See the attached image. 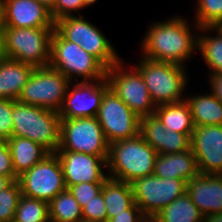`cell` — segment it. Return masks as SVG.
<instances>
[{
	"label": "cell",
	"mask_w": 222,
	"mask_h": 222,
	"mask_svg": "<svg viewBox=\"0 0 222 222\" xmlns=\"http://www.w3.org/2000/svg\"><path fill=\"white\" fill-rule=\"evenodd\" d=\"M173 16V17H172ZM165 21L150 24L140 42L141 56L160 62L186 65L197 51L200 27L186 17L172 15ZM191 22H193L191 24ZM196 34L194 35L193 29Z\"/></svg>",
	"instance_id": "cell-1"
},
{
	"label": "cell",
	"mask_w": 222,
	"mask_h": 222,
	"mask_svg": "<svg viewBox=\"0 0 222 222\" xmlns=\"http://www.w3.org/2000/svg\"><path fill=\"white\" fill-rule=\"evenodd\" d=\"M158 153L138 134L109 144L108 177L131 183L154 173Z\"/></svg>",
	"instance_id": "cell-2"
},
{
	"label": "cell",
	"mask_w": 222,
	"mask_h": 222,
	"mask_svg": "<svg viewBox=\"0 0 222 222\" xmlns=\"http://www.w3.org/2000/svg\"><path fill=\"white\" fill-rule=\"evenodd\" d=\"M12 137L33 140L49 153L60 146L61 117L57 111L13 101Z\"/></svg>",
	"instance_id": "cell-3"
},
{
	"label": "cell",
	"mask_w": 222,
	"mask_h": 222,
	"mask_svg": "<svg viewBox=\"0 0 222 222\" xmlns=\"http://www.w3.org/2000/svg\"><path fill=\"white\" fill-rule=\"evenodd\" d=\"M49 66L60 71L71 82L106 79L107 68L96 57L80 45L65 40L55 29L51 37Z\"/></svg>",
	"instance_id": "cell-4"
},
{
	"label": "cell",
	"mask_w": 222,
	"mask_h": 222,
	"mask_svg": "<svg viewBox=\"0 0 222 222\" xmlns=\"http://www.w3.org/2000/svg\"><path fill=\"white\" fill-rule=\"evenodd\" d=\"M134 65L143 76L156 106L185 99L186 96L183 94L189 84L185 66L171 62L152 61L141 56L138 63Z\"/></svg>",
	"instance_id": "cell-5"
},
{
	"label": "cell",
	"mask_w": 222,
	"mask_h": 222,
	"mask_svg": "<svg viewBox=\"0 0 222 222\" xmlns=\"http://www.w3.org/2000/svg\"><path fill=\"white\" fill-rule=\"evenodd\" d=\"M54 29L2 27L4 57L19 60L34 68L49 66Z\"/></svg>",
	"instance_id": "cell-6"
},
{
	"label": "cell",
	"mask_w": 222,
	"mask_h": 222,
	"mask_svg": "<svg viewBox=\"0 0 222 222\" xmlns=\"http://www.w3.org/2000/svg\"><path fill=\"white\" fill-rule=\"evenodd\" d=\"M83 15L65 16L55 21V30L96 57L107 69L122 60L106 35Z\"/></svg>",
	"instance_id": "cell-7"
},
{
	"label": "cell",
	"mask_w": 222,
	"mask_h": 222,
	"mask_svg": "<svg viewBox=\"0 0 222 222\" xmlns=\"http://www.w3.org/2000/svg\"><path fill=\"white\" fill-rule=\"evenodd\" d=\"M133 67V68H132ZM131 68V69H130ZM109 88L139 117L154 115V104L143 76L120 60L106 71Z\"/></svg>",
	"instance_id": "cell-8"
},
{
	"label": "cell",
	"mask_w": 222,
	"mask_h": 222,
	"mask_svg": "<svg viewBox=\"0 0 222 222\" xmlns=\"http://www.w3.org/2000/svg\"><path fill=\"white\" fill-rule=\"evenodd\" d=\"M70 82L50 66L34 68L17 101L59 112Z\"/></svg>",
	"instance_id": "cell-9"
},
{
	"label": "cell",
	"mask_w": 222,
	"mask_h": 222,
	"mask_svg": "<svg viewBox=\"0 0 222 222\" xmlns=\"http://www.w3.org/2000/svg\"><path fill=\"white\" fill-rule=\"evenodd\" d=\"M134 202L150 221L159 211L186 192L187 182L179 178H160L155 174L130 183Z\"/></svg>",
	"instance_id": "cell-10"
},
{
	"label": "cell",
	"mask_w": 222,
	"mask_h": 222,
	"mask_svg": "<svg viewBox=\"0 0 222 222\" xmlns=\"http://www.w3.org/2000/svg\"><path fill=\"white\" fill-rule=\"evenodd\" d=\"M109 144L96 117L61 119L58 150L108 156Z\"/></svg>",
	"instance_id": "cell-11"
},
{
	"label": "cell",
	"mask_w": 222,
	"mask_h": 222,
	"mask_svg": "<svg viewBox=\"0 0 222 222\" xmlns=\"http://www.w3.org/2000/svg\"><path fill=\"white\" fill-rule=\"evenodd\" d=\"M17 181L22 195L48 203L67 189L62 166L55 153L48 154L42 161L23 172Z\"/></svg>",
	"instance_id": "cell-12"
},
{
	"label": "cell",
	"mask_w": 222,
	"mask_h": 222,
	"mask_svg": "<svg viewBox=\"0 0 222 222\" xmlns=\"http://www.w3.org/2000/svg\"><path fill=\"white\" fill-rule=\"evenodd\" d=\"M96 118L108 144L139 134L140 118L110 88L102 97Z\"/></svg>",
	"instance_id": "cell-13"
},
{
	"label": "cell",
	"mask_w": 222,
	"mask_h": 222,
	"mask_svg": "<svg viewBox=\"0 0 222 222\" xmlns=\"http://www.w3.org/2000/svg\"><path fill=\"white\" fill-rule=\"evenodd\" d=\"M109 88L106 79L70 82L58 112L61 119L96 117L102 97Z\"/></svg>",
	"instance_id": "cell-14"
},
{
	"label": "cell",
	"mask_w": 222,
	"mask_h": 222,
	"mask_svg": "<svg viewBox=\"0 0 222 222\" xmlns=\"http://www.w3.org/2000/svg\"><path fill=\"white\" fill-rule=\"evenodd\" d=\"M55 154L62 166L66 188L83 182H104L108 178V156H92L66 150H57Z\"/></svg>",
	"instance_id": "cell-15"
},
{
	"label": "cell",
	"mask_w": 222,
	"mask_h": 222,
	"mask_svg": "<svg viewBox=\"0 0 222 222\" xmlns=\"http://www.w3.org/2000/svg\"><path fill=\"white\" fill-rule=\"evenodd\" d=\"M191 149L199 173L222 174V125L194 127Z\"/></svg>",
	"instance_id": "cell-16"
},
{
	"label": "cell",
	"mask_w": 222,
	"mask_h": 222,
	"mask_svg": "<svg viewBox=\"0 0 222 222\" xmlns=\"http://www.w3.org/2000/svg\"><path fill=\"white\" fill-rule=\"evenodd\" d=\"M2 27H55L50 9L36 0H2Z\"/></svg>",
	"instance_id": "cell-17"
},
{
	"label": "cell",
	"mask_w": 222,
	"mask_h": 222,
	"mask_svg": "<svg viewBox=\"0 0 222 222\" xmlns=\"http://www.w3.org/2000/svg\"><path fill=\"white\" fill-rule=\"evenodd\" d=\"M139 134L158 154L180 153L191 149L192 134L167 131L155 115L140 118Z\"/></svg>",
	"instance_id": "cell-18"
},
{
	"label": "cell",
	"mask_w": 222,
	"mask_h": 222,
	"mask_svg": "<svg viewBox=\"0 0 222 222\" xmlns=\"http://www.w3.org/2000/svg\"><path fill=\"white\" fill-rule=\"evenodd\" d=\"M186 193L204 216L222 213V174L199 173L187 182Z\"/></svg>",
	"instance_id": "cell-19"
},
{
	"label": "cell",
	"mask_w": 222,
	"mask_h": 222,
	"mask_svg": "<svg viewBox=\"0 0 222 222\" xmlns=\"http://www.w3.org/2000/svg\"><path fill=\"white\" fill-rule=\"evenodd\" d=\"M160 178H179L186 182L199 174L192 149L180 153L158 154L154 173Z\"/></svg>",
	"instance_id": "cell-20"
},
{
	"label": "cell",
	"mask_w": 222,
	"mask_h": 222,
	"mask_svg": "<svg viewBox=\"0 0 222 222\" xmlns=\"http://www.w3.org/2000/svg\"><path fill=\"white\" fill-rule=\"evenodd\" d=\"M34 67L8 57L0 59V99L17 100Z\"/></svg>",
	"instance_id": "cell-21"
},
{
	"label": "cell",
	"mask_w": 222,
	"mask_h": 222,
	"mask_svg": "<svg viewBox=\"0 0 222 222\" xmlns=\"http://www.w3.org/2000/svg\"><path fill=\"white\" fill-rule=\"evenodd\" d=\"M6 141L11 153L13 169L17 176L50 154L45 148L30 139L11 137Z\"/></svg>",
	"instance_id": "cell-22"
},
{
	"label": "cell",
	"mask_w": 222,
	"mask_h": 222,
	"mask_svg": "<svg viewBox=\"0 0 222 222\" xmlns=\"http://www.w3.org/2000/svg\"><path fill=\"white\" fill-rule=\"evenodd\" d=\"M154 115L162 122L167 131L192 134L194 124L190 106L186 99L157 105Z\"/></svg>",
	"instance_id": "cell-23"
},
{
	"label": "cell",
	"mask_w": 222,
	"mask_h": 222,
	"mask_svg": "<svg viewBox=\"0 0 222 222\" xmlns=\"http://www.w3.org/2000/svg\"><path fill=\"white\" fill-rule=\"evenodd\" d=\"M195 127L222 125V103L210 92L192 97L185 93Z\"/></svg>",
	"instance_id": "cell-24"
},
{
	"label": "cell",
	"mask_w": 222,
	"mask_h": 222,
	"mask_svg": "<svg viewBox=\"0 0 222 222\" xmlns=\"http://www.w3.org/2000/svg\"><path fill=\"white\" fill-rule=\"evenodd\" d=\"M199 32L197 51L201 54L206 66L208 65L209 75L222 73V26L200 27ZM213 32L216 33L214 36Z\"/></svg>",
	"instance_id": "cell-25"
},
{
	"label": "cell",
	"mask_w": 222,
	"mask_h": 222,
	"mask_svg": "<svg viewBox=\"0 0 222 222\" xmlns=\"http://www.w3.org/2000/svg\"><path fill=\"white\" fill-rule=\"evenodd\" d=\"M101 192L107 211V221L123 213L134 203L132 188L127 182L108 177L103 183Z\"/></svg>",
	"instance_id": "cell-26"
},
{
	"label": "cell",
	"mask_w": 222,
	"mask_h": 222,
	"mask_svg": "<svg viewBox=\"0 0 222 222\" xmlns=\"http://www.w3.org/2000/svg\"><path fill=\"white\" fill-rule=\"evenodd\" d=\"M204 215L185 192L159 211L150 222H203Z\"/></svg>",
	"instance_id": "cell-27"
},
{
	"label": "cell",
	"mask_w": 222,
	"mask_h": 222,
	"mask_svg": "<svg viewBox=\"0 0 222 222\" xmlns=\"http://www.w3.org/2000/svg\"><path fill=\"white\" fill-rule=\"evenodd\" d=\"M48 209L51 222H83L82 208L68 189L57 194Z\"/></svg>",
	"instance_id": "cell-28"
},
{
	"label": "cell",
	"mask_w": 222,
	"mask_h": 222,
	"mask_svg": "<svg viewBox=\"0 0 222 222\" xmlns=\"http://www.w3.org/2000/svg\"><path fill=\"white\" fill-rule=\"evenodd\" d=\"M13 222H51L48 202L21 195Z\"/></svg>",
	"instance_id": "cell-29"
},
{
	"label": "cell",
	"mask_w": 222,
	"mask_h": 222,
	"mask_svg": "<svg viewBox=\"0 0 222 222\" xmlns=\"http://www.w3.org/2000/svg\"><path fill=\"white\" fill-rule=\"evenodd\" d=\"M195 5L194 22L199 27L222 26V0H197Z\"/></svg>",
	"instance_id": "cell-30"
},
{
	"label": "cell",
	"mask_w": 222,
	"mask_h": 222,
	"mask_svg": "<svg viewBox=\"0 0 222 222\" xmlns=\"http://www.w3.org/2000/svg\"><path fill=\"white\" fill-rule=\"evenodd\" d=\"M21 195V188L17 180L0 191V222L14 221Z\"/></svg>",
	"instance_id": "cell-31"
},
{
	"label": "cell",
	"mask_w": 222,
	"mask_h": 222,
	"mask_svg": "<svg viewBox=\"0 0 222 222\" xmlns=\"http://www.w3.org/2000/svg\"><path fill=\"white\" fill-rule=\"evenodd\" d=\"M104 182L79 183L69 186L67 189L73 195L75 200L83 208L88 202L101 192Z\"/></svg>",
	"instance_id": "cell-32"
},
{
	"label": "cell",
	"mask_w": 222,
	"mask_h": 222,
	"mask_svg": "<svg viewBox=\"0 0 222 222\" xmlns=\"http://www.w3.org/2000/svg\"><path fill=\"white\" fill-rule=\"evenodd\" d=\"M82 216H83V221H90V222L107 221V211L102 192L97 194L93 198V200L88 202L82 208Z\"/></svg>",
	"instance_id": "cell-33"
},
{
	"label": "cell",
	"mask_w": 222,
	"mask_h": 222,
	"mask_svg": "<svg viewBox=\"0 0 222 222\" xmlns=\"http://www.w3.org/2000/svg\"><path fill=\"white\" fill-rule=\"evenodd\" d=\"M84 0H56L54 6L50 9L54 21L65 17L82 15L80 10H83ZM74 13V14H73Z\"/></svg>",
	"instance_id": "cell-34"
},
{
	"label": "cell",
	"mask_w": 222,
	"mask_h": 222,
	"mask_svg": "<svg viewBox=\"0 0 222 222\" xmlns=\"http://www.w3.org/2000/svg\"><path fill=\"white\" fill-rule=\"evenodd\" d=\"M13 100L0 99V139L12 137L13 129Z\"/></svg>",
	"instance_id": "cell-35"
},
{
	"label": "cell",
	"mask_w": 222,
	"mask_h": 222,
	"mask_svg": "<svg viewBox=\"0 0 222 222\" xmlns=\"http://www.w3.org/2000/svg\"><path fill=\"white\" fill-rule=\"evenodd\" d=\"M0 175L10 177L13 181L18 180L13 169L8 143L4 139H0Z\"/></svg>",
	"instance_id": "cell-36"
},
{
	"label": "cell",
	"mask_w": 222,
	"mask_h": 222,
	"mask_svg": "<svg viewBox=\"0 0 222 222\" xmlns=\"http://www.w3.org/2000/svg\"><path fill=\"white\" fill-rule=\"evenodd\" d=\"M107 222H150L142 213L140 207L134 202L123 213L117 214Z\"/></svg>",
	"instance_id": "cell-37"
},
{
	"label": "cell",
	"mask_w": 222,
	"mask_h": 222,
	"mask_svg": "<svg viewBox=\"0 0 222 222\" xmlns=\"http://www.w3.org/2000/svg\"><path fill=\"white\" fill-rule=\"evenodd\" d=\"M207 78L211 93L222 103V73L210 74Z\"/></svg>",
	"instance_id": "cell-38"
},
{
	"label": "cell",
	"mask_w": 222,
	"mask_h": 222,
	"mask_svg": "<svg viewBox=\"0 0 222 222\" xmlns=\"http://www.w3.org/2000/svg\"><path fill=\"white\" fill-rule=\"evenodd\" d=\"M203 222H222V213L206 215Z\"/></svg>",
	"instance_id": "cell-39"
},
{
	"label": "cell",
	"mask_w": 222,
	"mask_h": 222,
	"mask_svg": "<svg viewBox=\"0 0 222 222\" xmlns=\"http://www.w3.org/2000/svg\"><path fill=\"white\" fill-rule=\"evenodd\" d=\"M13 180L10 177L0 175V191L9 186Z\"/></svg>",
	"instance_id": "cell-40"
},
{
	"label": "cell",
	"mask_w": 222,
	"mask_h": 222,
	"mask_svg": "<svg viewBox=\"0 0 222 222\" xmlns=\"http://www.w3.org/2000/svg\"><path fill=\"white\" fill-rule=\"evenodd\" d=\"M4 56L3 52V32H2V25H0V59Z\"/></svg>",
	"instance_id": "cell-41"
},
{
	"label": "cell",
	"mask_w": 222,
	"mask_h": 222,
	"mask_svg": "<svg viewBox=\"0 0 222 222\" xmlns=\"http://www.w3.org/2000/svg\"><path fill=\"white\" fill-rule=\"evenodd\" d=\"M36 1H38L40 3H43L49 9H51L54 6L55 2H56V0H36Z\"/></svg>",
	"instance_id": "cell-42"
},
{
	"label": "cell",
	"mask_w": 222,
	"mask_h": 222,
	"mask_svg": "<svg viewBox=\"0 0 222 222\" xmlns=\"http://www.w3.org/2000/svg\"><path fill=\"white\" fill-rule=\"evenodd\" d=\"M98 0H84L83 9L90 7L91 5L95 4Z\"/></svg>",
	"instance_id": "cell-43"
},
{
	"label": "cell",
	"mask_w": 222,
	"mask_h": 222,
	"mask_svg": "<svg viewBox=\"0 0 222 222\" xmlns=\"http://www.w3.org/2000/svg\"><path fill=\"white\" fill-rule=\"evenodd\" d=\"M0 25H2V0H0Z\"/></svg>",
	"instance_id": "cell-44"
}]
</instances>
